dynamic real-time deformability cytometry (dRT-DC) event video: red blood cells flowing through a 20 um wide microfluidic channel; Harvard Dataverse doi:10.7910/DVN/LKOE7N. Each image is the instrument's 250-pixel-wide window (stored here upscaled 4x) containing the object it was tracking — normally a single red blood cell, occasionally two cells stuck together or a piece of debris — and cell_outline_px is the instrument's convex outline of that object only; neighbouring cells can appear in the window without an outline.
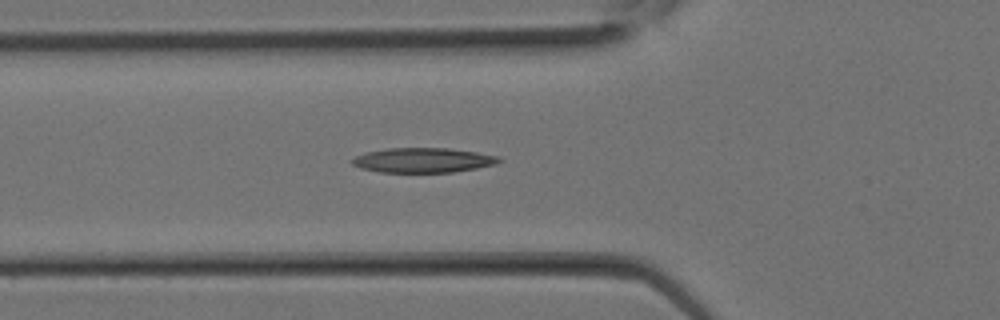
{"species": "Egyptian fruit bat (a non-hibernating species)", "species_latin": "Rousettus aegyptiacus", "temperature_condition": "room temperature", "stored_images_in_passage": 12, "camera_frame_rate_fps": 3000, "um_per_image_px": 0.085, "animal": {"sex": "female"}, "frame": {"image": 1, "passage_image": 10, "time_ms": 3.0, "image_size_px": [1000, 320], "cell_outline_px": [[504, 160], [496, 164], [476, 168], [452, 172], [380, 172], [360, 168], [352, 164], [352, 160], [356, 156], [364, 152], [388, 148], [448, 148], [476, 152], [500, 156]], "centroid_in_image_um": [35.98, 13.61], "position_along_channel_um": 89.8, "area_um2": 21.21}}
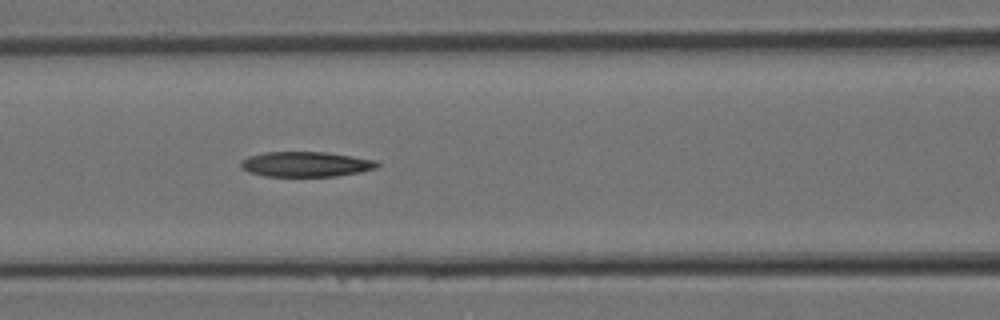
{"frame": {"image": 2, "passage_image": 12, "time_ms": 3.667, "image_size_px": [1000, 320], "cell_outline_px": [[380, 164], [376, 168], [360, 172], [336, 176], [264, 176], [248, 172], [240, 168], [240, 160], [248, 156], [264, 152], [324, 152], [352, 156], [376, 160]], "centroid_in_image_um": [25.95, 13.96], "position_along_channel_um": 140.6, "area_um2": 20.06}}